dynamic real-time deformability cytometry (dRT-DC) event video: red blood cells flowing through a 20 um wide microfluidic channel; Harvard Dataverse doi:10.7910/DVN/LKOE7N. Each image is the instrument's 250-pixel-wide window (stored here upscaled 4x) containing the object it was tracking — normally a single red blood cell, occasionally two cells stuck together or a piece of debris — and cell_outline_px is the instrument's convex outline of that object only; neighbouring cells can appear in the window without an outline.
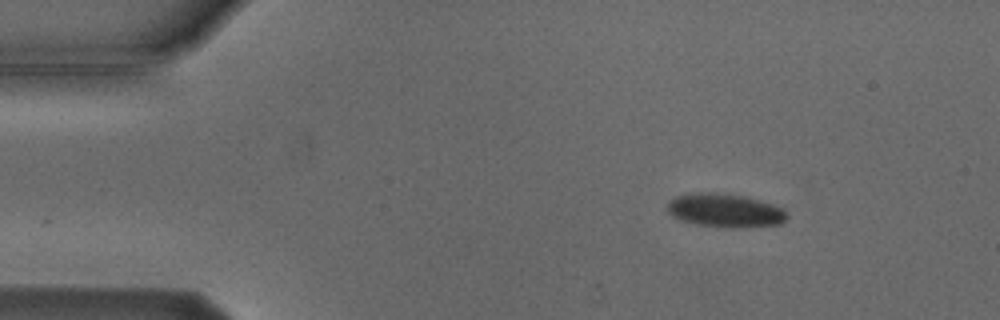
{"species": "Egyptian fruit bat (a non-hibernating species)", "species_latin": "Rousettus aegyptiacus", "temperature_condition": "cold", "stored_images_in_passage": 5, "camera_frame_rate_fps": 3000, "um_per_image_px": 0.085, "animal": {"sex": "male"}, "frame": {"image": 1, "passage_image": 1, "time_ms": 0.0, "image_size_px": [1000, 320], "cell_outline_px": [[788, 216], [780, 224], [740, 228], [724, 228], [696, 224], [680, 220], [672, 216], [668, 212], [668, 204], [676, 196], [740, 196], [760, 200], [772, 204], [780, 208]], "centroid_in_image_um": [61.68, 17.98], "position_along_channel_um": 23.3, "area_um2": 22.08}}
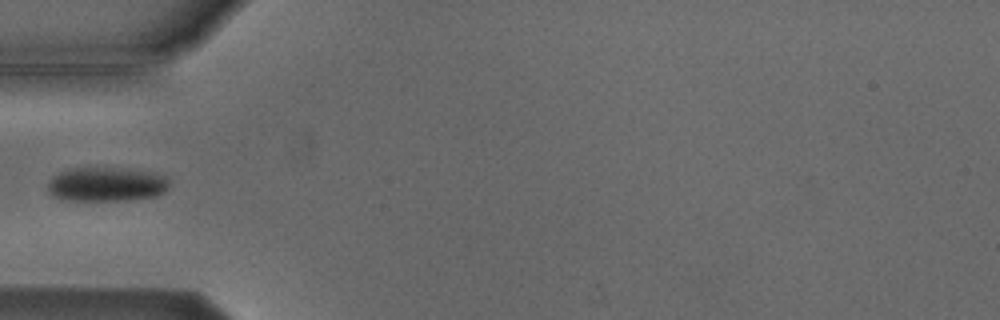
{"frame": {"image": 2, "passage_image": 4, "time_ms": 3.333, "image_size_px": [1000, 320], "cell_outline_px": [[168, 188], [164, 192], [156, 196], [128, 200], [64, 200], [52, 196], [48, 192], [48, 180], [52, 176], [68, 168], [88, 164], [156, 172], [164, 176], [168, 180]], "centroid_in_image_um": [8.99, 15.61], "position_along_channel_um": 76.0, "area_um2": 25.26}}